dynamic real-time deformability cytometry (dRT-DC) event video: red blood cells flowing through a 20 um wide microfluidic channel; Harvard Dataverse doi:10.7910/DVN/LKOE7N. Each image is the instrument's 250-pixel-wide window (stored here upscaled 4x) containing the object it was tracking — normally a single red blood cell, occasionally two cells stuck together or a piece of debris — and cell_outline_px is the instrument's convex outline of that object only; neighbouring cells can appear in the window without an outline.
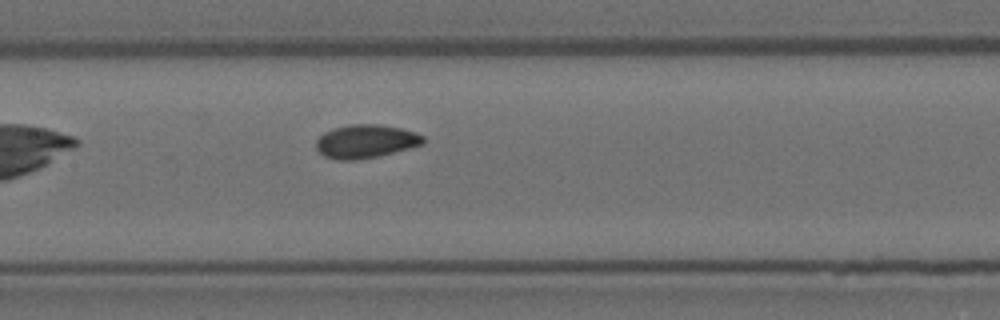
{"species": "Egyptian fruit bat (a non-hibernating species)", "species_latin": "Rousettus aegyptiacus", "temperature_condition": "room temperature", "stored_images_in_passage": 7, "camera_frame_rate_fps": 3000, "um_per_image_px": 0.085, "animal": {"sex": "female"}, "frame": {"image": 1, "passage_image": 7, "time_ms": 2.0, "image_size_px": [1000, 320], "cell_outline_px": [[424, 144], [380, 156], [356, 160], [336, 160], [324, 156], [316, 148], [316, 140], [324, 132], [332, 128], [348, 124], [380, 124], [400, 128], [416, 132], [424, 136]], "centroid_in_image_um": [31.08, 12.01], "position_along_channel_um": 176.3, "area_um2": 21.1}}